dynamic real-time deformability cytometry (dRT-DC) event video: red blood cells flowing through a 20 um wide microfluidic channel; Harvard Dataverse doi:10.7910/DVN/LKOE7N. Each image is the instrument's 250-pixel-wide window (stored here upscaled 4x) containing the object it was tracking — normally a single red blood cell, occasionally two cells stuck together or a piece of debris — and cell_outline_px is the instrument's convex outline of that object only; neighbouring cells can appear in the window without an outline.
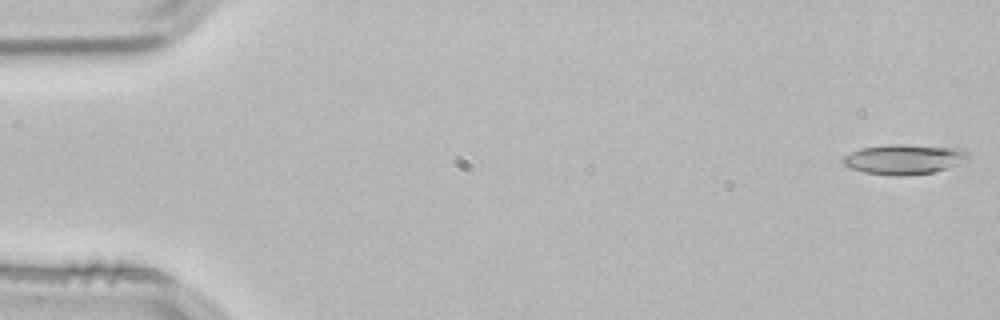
{"species": "common noctule bat (a hibernating species)", "species_latin": "Nyctalus noctula", "temperature_condition": "room temperature", "stored_images_in_passage": 53, "camera_frame_rate_fps": 3000, "um_per_image_px": 0.085, "animal": {"sex": "male", "body_mass_g": 21.5, "forearm_length_mm": 52.0}, "frame": {"image": 1, "passage_image": 1, "time_ms": 0.0, "image_size_px": [1000, 320], "cell_outline_px": [[968, 160], [948, 168], [932, 172], [900, 176], [864, 172], [852, 168], [844, 164], [840, 160], [844, 156], [860, 148], [892, 144], [904, 144], [956, 148], [964, 152], [968, 156]], "centroid_in_image_um": [76.81, 13.53], "position_along_channel_um": 8.2, "area_um2": 21.5}}
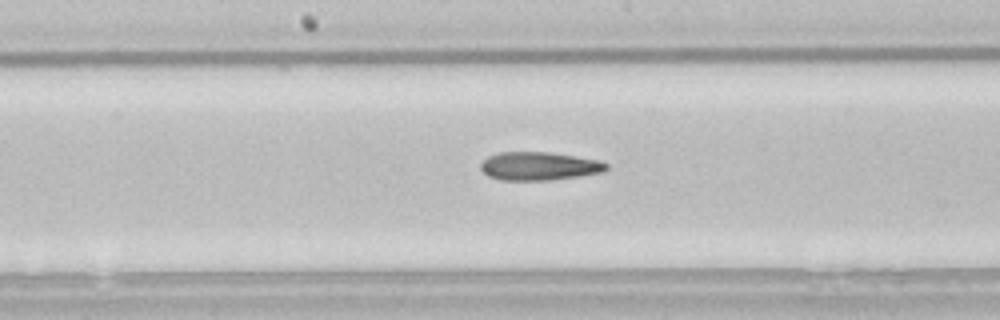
{"frame": {"image": 2, "passage_image": 27, "time_ms": 8.667, "image_size_px": [1000, 320], "cell_outline_px": [[608, 168], [604, 172], [548, 180], [500, 180], [488, 176], [480, 168], [480, 164], [488, 156], [500, 152], [548, 152], [600, 160], [608, 164]], "centroid_in_image_um": [45.81, 14.12], "position_along_channel_um": 202.4, "area_um2": 20.63}}
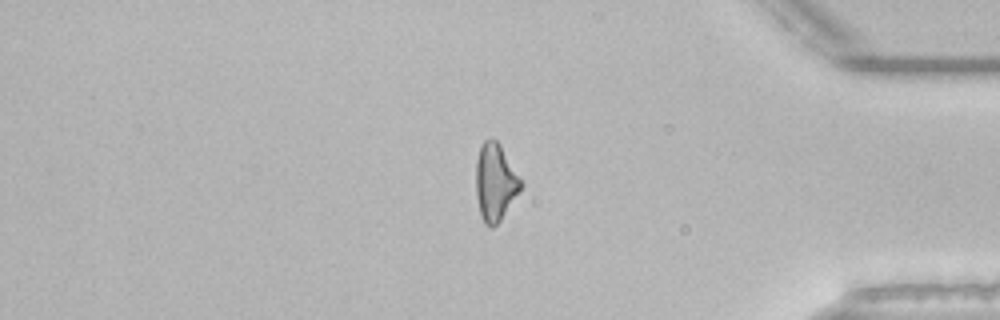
{"frame": {"image": 3, "passage_image": 44, "time_ms": 14.333, "image_size_px": [1000, 320], "cell_outline_px": [[524, 184], [500, 220], [492, 228], [488, 228], [484, 224], [480, 216], [476, 196], [476, 160], [480, 144], [488, 136], [492, 136], [500, 144]], "centroid_in_image_um": [42.07, 15.46], "position_along_channel_um": 393.1, "area_um2": 20.46}, "authors_computed_cell_mechanics": {"area_um2": 20.6924, "velocity_mm_per_s": 3.8575, "shape_relaxation_time_tau1_ms": 9.2207, "shape_relaxation_time_tau2_ms": 7.4462, "deformation_change_tau1": 0.2217, "deformation_change_tau2": 0.2247}}